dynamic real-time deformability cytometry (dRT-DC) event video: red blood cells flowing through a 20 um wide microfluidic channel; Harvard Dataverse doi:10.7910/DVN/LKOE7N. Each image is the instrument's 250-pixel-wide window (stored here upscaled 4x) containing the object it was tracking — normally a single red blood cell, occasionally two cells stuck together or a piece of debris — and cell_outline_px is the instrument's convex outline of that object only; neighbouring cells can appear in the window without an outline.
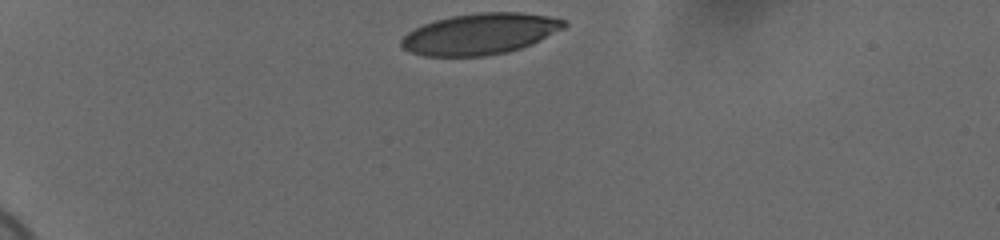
{"species": "human", "species_latin": "Homo sapiens", "temperature_condition": "cold", "stored_images_in_passage": 35, "camera_frame_rate_fps": 3000, "um_per_image_px": 0.085, "donor": {"sex": "female"}, "frame": {"image": 1, "passage_image": 1, "time_ms": 0.0, "image_size_px": [1000, 240], "cell_outline_px": [[568, 24], [564, 28], [520, 48], [508, 52], [484, 56], [424, 56], [412, 52], [404, 48], [400, 44], [400, 40], [408, 32], [424, 24], [436, 20], [452, 16], [476, 12], [520, 12], [548, 16], [564, 20]], "centroid_in_image_um": [40.79, 2.88], "position_along_channel_um": 44.2, "area_um2": 38.61}}
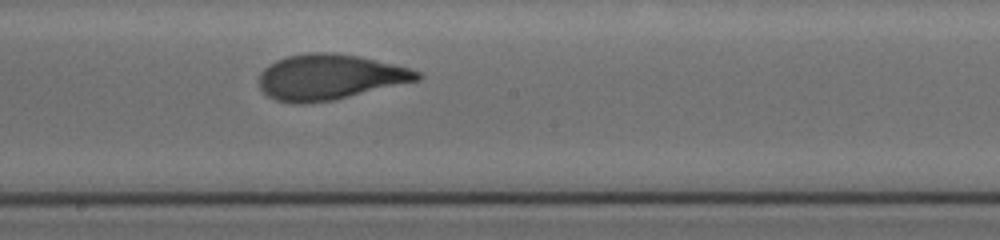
{"frame": {"image": 2, "passage_image": 20, "time_ms": 6.333, "image_size_px": [1000, 240], "cell_outline_px": [[424, 76], [420, 80], [336, 100], [304, 104], [292, 104], [276, 100], [268, 96], [260, 88], [260, 72], [268, 64], [276, 60], [288, 56], [308, 52], [332, 52], [360, 56], [408, 68], [420, 72]], "centroid_in_image_um": [28.02, 6.56], "position_along_channel_um": 220.2, "area_um2": 42.25}}
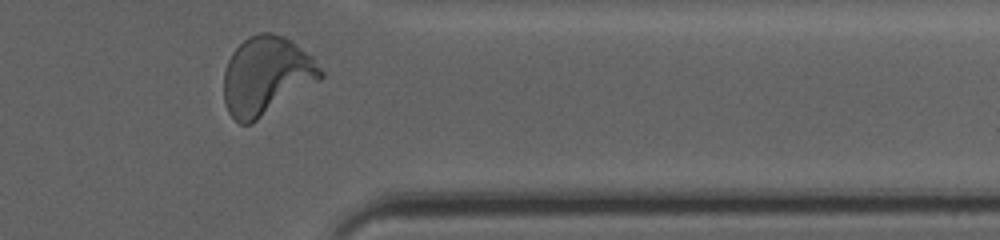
{"frame": {"image": 3, "passage_image": 34, "time_ms": 11.0, "image_size_px": [1000, 240], "cell_outline_px": [[324, 76], [320, 80], [252, 124], [240, 124], [228, 112], [224, 104], [224, 72], [228, 60], [232, 52], [248, 36], [260, 32], [272, 32], [284, 36], [292, 40], [312, 56], [324, 72]], "centroid_in_image_um": [22.64, 6.43], "position_along_channel_um": 388.8, "area_um2": 44.51}, "authors_computed_cell_mechanics": {"area_um2": 41.4426, "velocity_mm_per_s": 3.6805, "shape_relaxation_time_tau1_ms": 3.9386, "shape_relaxation_time_tau2_ms": null, "deformation_change_tau1": 0.1843, "deformation_change_tau2": null}}